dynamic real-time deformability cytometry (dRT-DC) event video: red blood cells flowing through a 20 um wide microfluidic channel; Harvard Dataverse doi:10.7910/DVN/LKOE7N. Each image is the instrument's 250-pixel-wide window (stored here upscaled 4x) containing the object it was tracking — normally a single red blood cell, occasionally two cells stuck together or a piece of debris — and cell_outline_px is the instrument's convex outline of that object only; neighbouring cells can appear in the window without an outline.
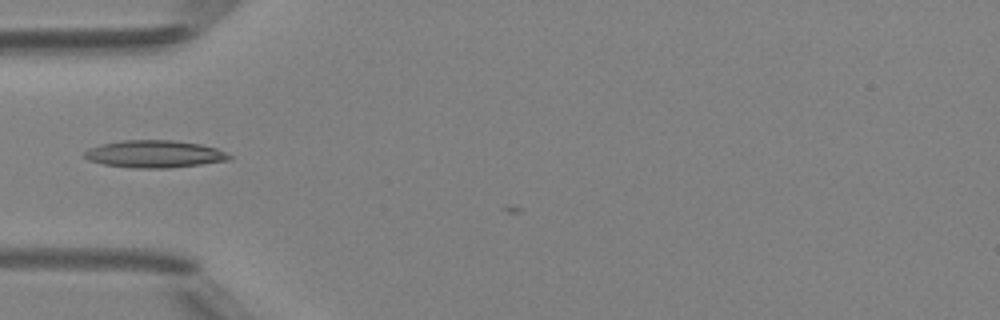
{"species": "Egyptian fruit bat (a non-hibernating species)", "species_latin": "Rousettus aegyptiacus", "temperature_condition": "room temperature", "stored_images_in_passage": 3, "camera_frame_rate_fps": 3000, "um_per_image_px": 0.085, "animal": {"sex": "female"}, "frame": {"image": 1, "passage_image": 2, "time_ms": 0.333, "image_size_px": [1000, 320], "cell_outline_px": [[232, 160], [168, 168], [132, 168], [104, 164], [88, 160], [84, 156], [84, 152], [88, 148], [100, 144], [120, 140], [172, 140], [200, 144], [216, 148], [232, 156]], "centroid_in_image_um": [13.11, 13.09], "position_along_channel_um": 71.9, "area_um2": 23.12}}